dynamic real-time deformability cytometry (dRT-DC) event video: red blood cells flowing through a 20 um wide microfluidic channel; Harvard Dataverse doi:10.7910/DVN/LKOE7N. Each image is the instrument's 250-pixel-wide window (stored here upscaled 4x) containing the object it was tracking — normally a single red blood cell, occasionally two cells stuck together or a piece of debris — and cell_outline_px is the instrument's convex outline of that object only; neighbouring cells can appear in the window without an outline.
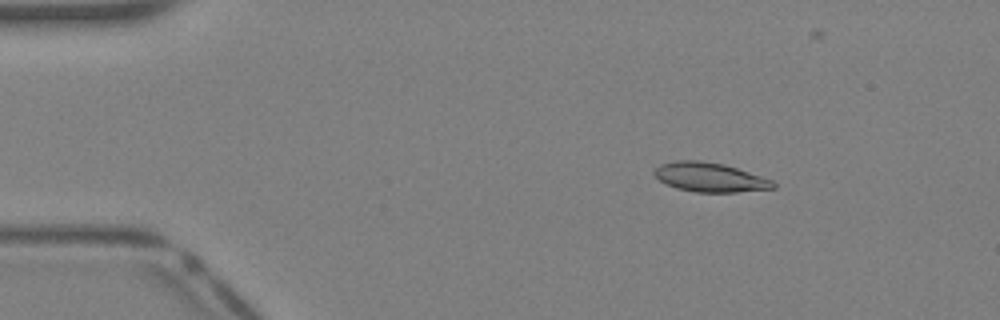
{"species": "Egyptian fruit bat (a non-hibernating species)", "species_latin": "Rousettus aegyptiacus", "temperature_condition": "warm", "stored_images_in_passage": 36, "camera_frame_rate_fps": 3000, "um_per_image_px": 0.085, "animal": {"sex": "female"}, "frame": {"image": 1, "passage_image": 1, "time_ms": 0.0, "image_size_px": [1000, 320], "cell_outline_px": [[776, 188], [736, 192], [696, 192], [676, 188], [660, 180], [652, 172], [660, 164], [676, 160], [700, 160], [724, 164], [772, 180], [776, 184]], "centroid_in_image_um": [60.33, 15.06], "position_along_channel_um": 24.7, "area_um2": 20.11}}
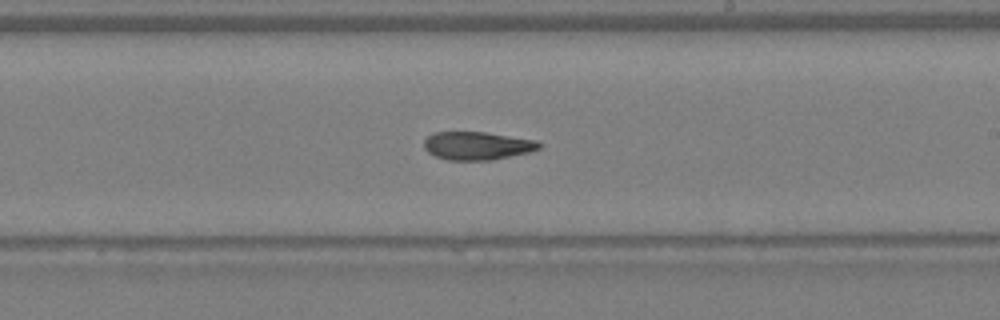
{"frame": {"image": 2, "passage_image": 19, "time_ms": 6.0, "image_size_px": [1000, 320], "cell_outline_px": [[544, 144], [540, 148], [528, 152], [492, 160], [448, 160], [436, 156], [428, 152], [424, 148], [424, 140], [432, 132], [484, 132], [540, 140]], "centroid_in_image_um": [40.6, 12.38], "position_along_channel_um": 248.4, "area_um2": 19.02}}
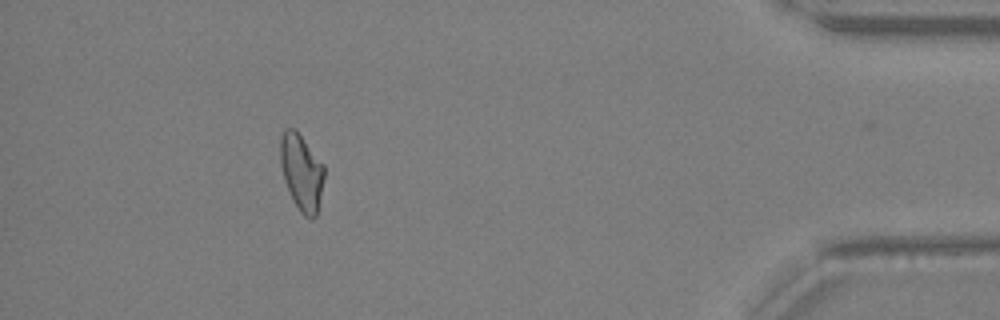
{"frame": {"image": 3, "passage_image": 32, "time_ms": 10.333, "image_size_px": [1000, 320], "cell_outline_px": [[324, 176], [316, 216], [312, 220], [304, 216], [300, 212], [284, 180], [280, 164], [280, 140], [284, 128], [296, 128], [324, 164]], "centroid_in_image_um": [25.63, 14.59], "position_along_channel_um": 409.6, "area_um2": 19.54}}